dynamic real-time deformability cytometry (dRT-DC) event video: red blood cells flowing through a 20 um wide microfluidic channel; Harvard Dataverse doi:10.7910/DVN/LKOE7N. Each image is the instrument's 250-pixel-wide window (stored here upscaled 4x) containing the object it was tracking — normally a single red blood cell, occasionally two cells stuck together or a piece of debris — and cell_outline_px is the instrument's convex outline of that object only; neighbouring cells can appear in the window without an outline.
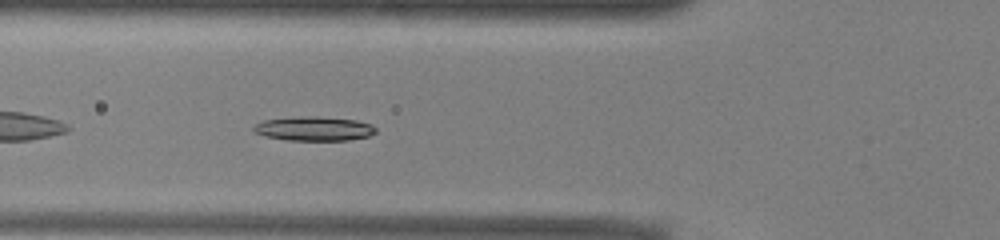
{"species": "common noctule bat (a hibernating species)", "species_latin": "Nyctalus noctula", "temperature_condition": "warm", "stored_images_in_passage": 38, "camera_frame_rate_fps": 3000, "um_per_image_px": 0.085, "animal": {"sex": "male", "body_mass_g": 13.0, "forearm_length_mm": 53.1}, "frame": {"image": 1, "passage_image": 5, "time_ms": 1.333, "image_size_px": [1000, 240], "cell_outline_px": [[376, 132], [368, 136], [348, 140], [288, 140], [264, 136], [256, 132], [252, 128], [256, 124], [264, 120], [300, 116], [316, 116], [356, 120], [372, 124], [376, 128]], "centroid_in_image_um": [26.71, 10.93], "position_along_channel_um": 99.1, "area_um2": 17.17}}
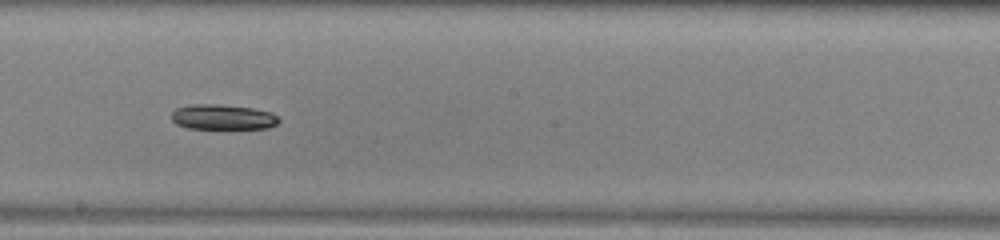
{"frame": {"image": 2, "passage_image": 15, "time_ms": 4.667, "image_size_px": [1000, 240], "cell_outline_px": [[280, 120], [276, 124], [268, 128], [188, 128], [176, 124], [172, 120], [172, 112], [176, 108], [188, 104], [216, 104], [252, 108], [272, 112]], "centroid_in_image_um": [18.91, 9.94], "position_along_channel_um": 229.3, "area_um2": 15.66}}
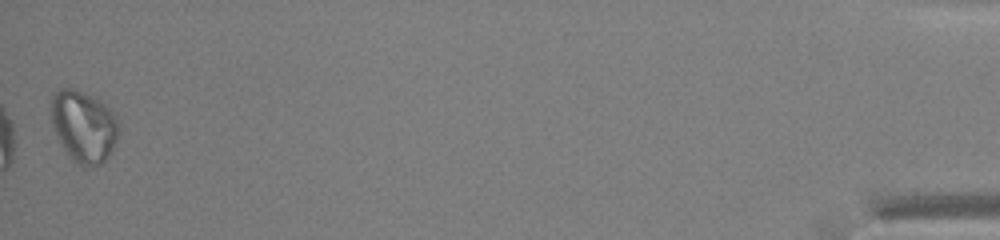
{"frame": {"image": 3, "passage_image": 38, "time_ms": 12.333, "image_size_px": [1000, 240], "cell_outline_px": [[120, 128], [116, 140], [108, 156], [100, 164], [92, 168], [80, 168], [68, 156], [60, 144], [52, 124], [52, 96], [60, 88], [72, 88], [96, 96], [112, 112], [120, 124]], "centroid_in_image_um": [7.12, 10.77], "position_along_channel_um": 428.1, "area_um2": 28.55}, "authors_computed_cell_mechanics": {"area_um2": 16.9643, "velocity_mm_per_s": 3.905, "shape_relaxation_time_tau1_ms": 2.8511, "shape_relaxation_time_tau2_ms": null, "deformation_change_tau1": 0.1223, "deformation_change_tau2": null}}